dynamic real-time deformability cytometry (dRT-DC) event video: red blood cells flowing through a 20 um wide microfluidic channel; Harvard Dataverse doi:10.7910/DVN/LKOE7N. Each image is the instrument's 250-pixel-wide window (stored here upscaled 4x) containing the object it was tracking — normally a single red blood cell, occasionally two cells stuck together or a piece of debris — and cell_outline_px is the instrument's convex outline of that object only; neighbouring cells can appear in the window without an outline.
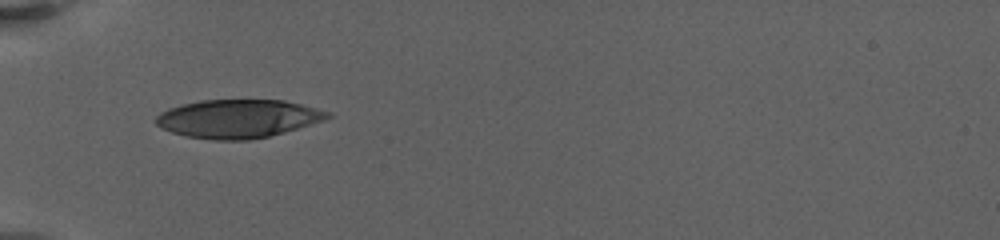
{"species": "human", "species_latin": "Homo sapiens", "temperature_condition": "warm", "stored_images_in_passage": 9, "camera_frame_rate_fps": 3000, "um_per_image_px": 0.085, "donor": {"sex": "female"}, "frame": {"image": 1, "passage_image": 1, "time_ms": 0.0, "image_size_px": [1000, 240], "cell_outline_px": [[332, 116], [324, 120], [284, 132], [268, 136], [248, 140], [212, 140], [188, 136], [172, 132], [156, 124], [156, 116], [160, 112], [168, 108], [180, 104], [200, 100], [284, 100], [332, 112]], "centroid_in_image_um": [20.23, 10.08], "position_along_channel_um": 64.8, "area_um2": 38.26}}
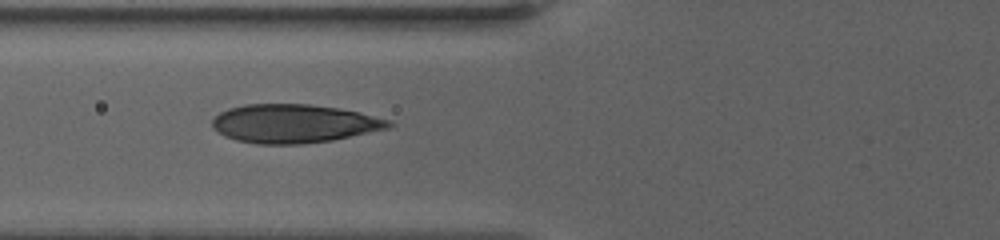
{"frame": {"image": 2, "passage_image": 8, "time_ms": 1.333, "image_size_px": [1000, 240], "cell_outline_px": [[392, 124], [388, 128], [332, 140], [300, 144], [256, 144], [236, 140], [224, 136], [212, 128], [212, 120], [220, 112], [228, 108], [244, 104], [308, 104], [340, 108], [360, 112], [388, 120]], "centroid_in_image_um": [24.93, 10.5], "position_along_channel_um": 100.9, "area_um2": 39.59}}